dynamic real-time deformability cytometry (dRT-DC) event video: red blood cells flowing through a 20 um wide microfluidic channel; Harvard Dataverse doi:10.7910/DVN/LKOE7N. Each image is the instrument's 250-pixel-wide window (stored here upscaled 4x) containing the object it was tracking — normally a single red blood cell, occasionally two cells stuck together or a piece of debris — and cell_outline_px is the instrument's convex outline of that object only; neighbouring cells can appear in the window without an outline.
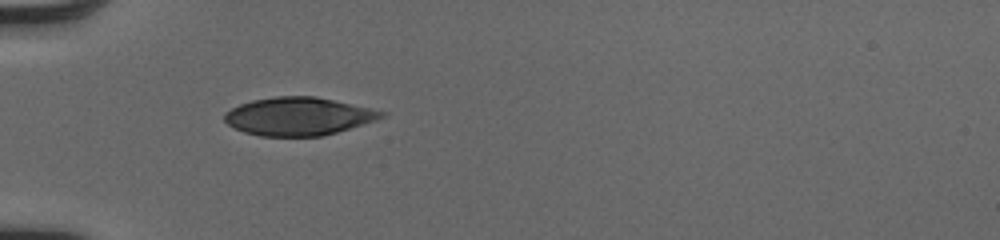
{"species": "human", "species_latin": "Homo sapiens", "temperature_condition": "cold", "stored_images_in_passage": 35, "camera_frame_rate_fps": 3000, "um_per_image_px": 0.085, "donor": {"sex": "male"}, "frame": {"image": 1, "passage_image": 1, "time_ms": 0.0, "image_size_px": [1000, 240], "cell_outline_px": [[388, 112], [384, 116], [376, 120], [324, 136], [260, 136], [244, 132], [228, 124], [224, 120], [224, 112], [240, 104], [252, 100], [276, 96], [316, 96]], "centroid_in_image_um": [25.36, 9.88], "position_along_channel_um": 59.6, "area_um2": 34.74}}
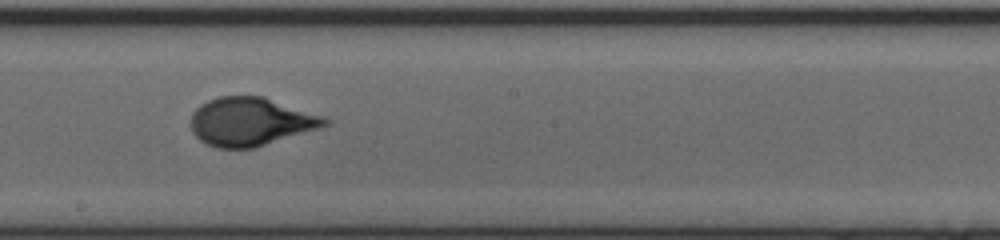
{"frame": {"image": 2, "passage_image": 14, "time_ms": 4.333, "image_size_px": [1000, 240], "cell_outline_px": [[332, 120], [328, 124], [320, 128], [252, 148], [216, 148], [200, 140], [192, 132], [192, 112], [200, 104], [208, 100], [220, 96], [260, 96], [324, 116]], "centroid_in_image_um": [21.3, 10.34], "position_along_channel_um": 226.9, "area_um2": 37.4}}
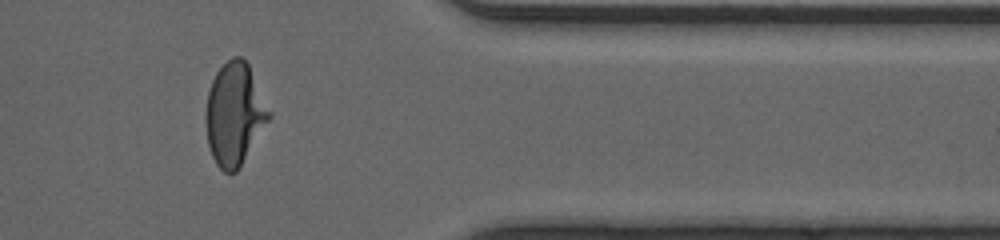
{"frame": {"image": 3, "passage_image": 27, "time_ms": 8.667, "image_size_px": [1000, 240], "cell_outline_px": [[272, 116], [236, 172], [224, 172], [216, 164], [212, 156], [208, 144], [204, 116], [208, 92], [212, 80], [216, 72], [232, 56], [244, 56], [272, 112]], "centroid_in_image_um": [19.93, 9.67], "position_along_channel_um": 391.5, "area_um2": 37.86}, "authors_computed_cell_mechanics": {"area_um2": 37.3388, "velocity_mm_per_s": 4.0868, "shape_relaxation_time_tau1_ms": 3.3346, "shape_relaxation_time_tau2_ms": null, "deformation_change_tau1": 0.1969, "deformation_change_tau2": null}}